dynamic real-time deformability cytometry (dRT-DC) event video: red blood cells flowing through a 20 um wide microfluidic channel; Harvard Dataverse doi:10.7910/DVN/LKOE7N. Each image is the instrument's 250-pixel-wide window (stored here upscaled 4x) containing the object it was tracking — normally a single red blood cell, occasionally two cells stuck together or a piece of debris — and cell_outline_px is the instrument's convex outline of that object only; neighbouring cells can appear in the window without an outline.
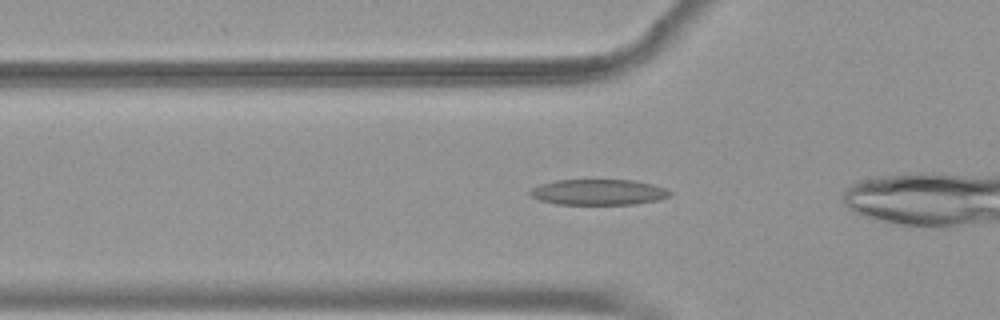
{"species": "common noctule bat (a hibernating species)", "species_latin": "Nyctalus noctula", "temperature_condition": "warm", "stored_images_in_passage": 36, "camera_frame_rate_fps": 3000, "um_per_image_px": 0.085, "animal": {"sex": "female", "body_mass_g": 19.9}, "frame": {"image": 1, "passage_image": 11, "time_ms": 3.333, "image_size_px": [1000, 320], "cell_outline_px": [[672, 196], [656, 200], [636, 204], [556, 204], [540, 200], [532, 196], [528, 192], [532, 188], [540, 184], [556, 180], [632, 180], [652, 184], [664, 188], [672, 192]], "centroid_in_image_um": [50.87, 16.33], "position_along_channel_um": 74.9, "area_um2": 20.87}}
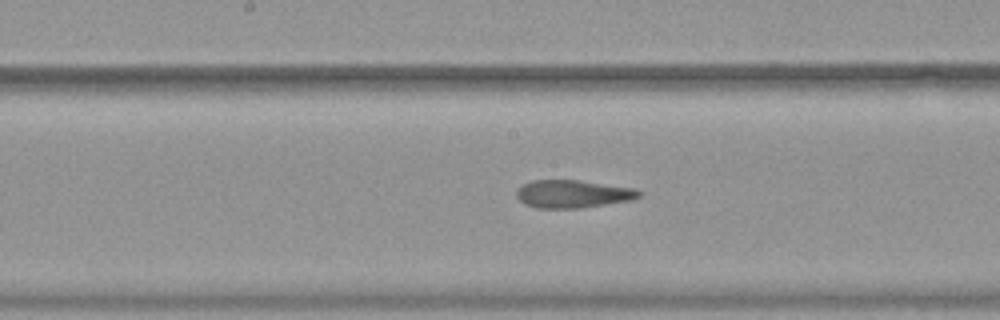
{"frame": {"image": 2, "passage_image": 21, "time_ms": 6.667, "image_size_px": [1000, 320], "cell_outline_px": [[640, 196], [632, 200], [580, 208], [536, 208], [524, 204], [516, 196], [516, 192], [524, 184], [532, 180], [580, 180], [636, 188], [640, 192]], "centroid_in_image_um": [48.7, 16.48], "position_along_channel_um": 199.5, "area_um2": 19.88}}
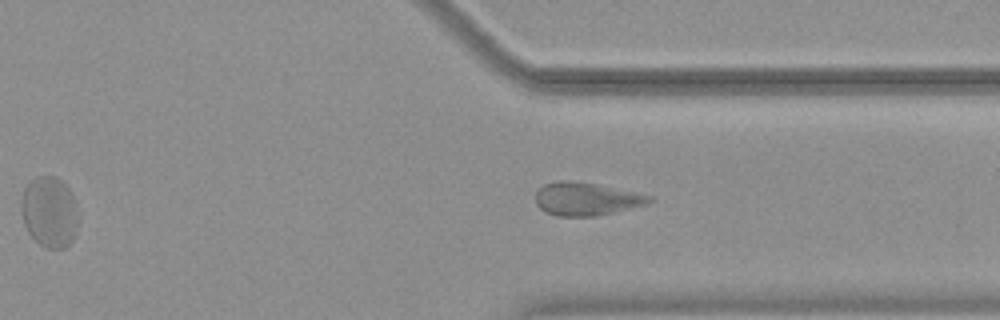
{"frame": {"image": 3, "passage_image": 34, "time_ms": 11.0, "image_size_px": [1000, 320], "cell_outline_px": [[656, 200], [648, 204], [596, 216], [556, 216], [540, 208], [536, 204], [536, 192], [544, 184], [556, 180], [572, 180], [600, 184], [652, 196]], "centroid_in_image_um": [49.85, 16.89], "position_along_channel_um": 361.5, "area_um2": 22.08}}